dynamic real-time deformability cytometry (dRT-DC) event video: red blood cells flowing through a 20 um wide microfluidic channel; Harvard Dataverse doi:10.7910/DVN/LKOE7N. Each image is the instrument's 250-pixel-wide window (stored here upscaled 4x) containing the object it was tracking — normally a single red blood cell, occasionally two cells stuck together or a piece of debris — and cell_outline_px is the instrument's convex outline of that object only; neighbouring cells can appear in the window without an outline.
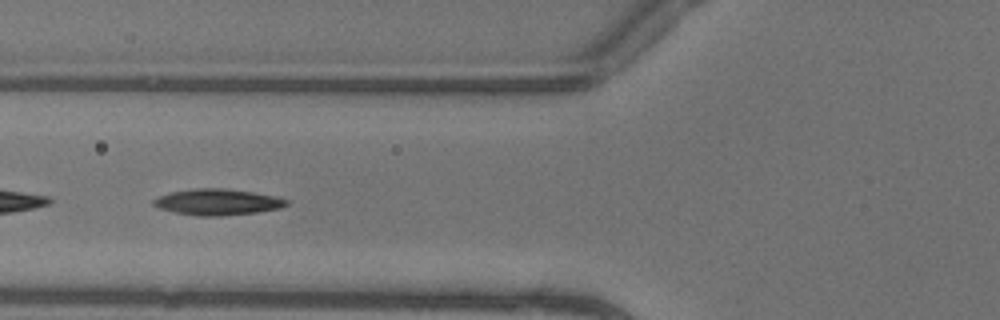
{"species": "common noctule bat (a hibernating species)", "species_latin": "Nyctalus noctula", "temperature_condition": "warm", "stored_images_in_passage": 39, "camera_frame_rate_fps": 3000, "um_per_image_px": 0.085, "animal": {"sex": "female"}, "frame": {"image": 1, "passage_image": 13, "time_ms": 4.0, "image_size_px": [1000, 320], "cell_outline_px": [[288, 204], [280, 208], [256, 212], [220, 216], [196, 216], [172, 212], [160, 208], [152, 204], [152, 200], [160, 196], [172, 192], [196, 188], [224, 188], [252, 192], [272, 196], [288, 200]], "centroid_in_image_um": [18.45, 17.18], "position_along_channel_um": 107.3, "area_um2": 20.06}}
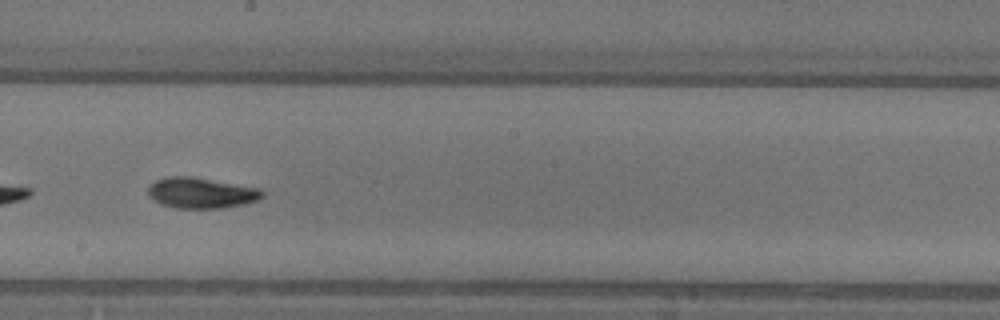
{"frame": {"image": 2, "passage_image": 22, "time_ms": 7.0, "image_size_px": [1000, 320], "cell_outline_px": [[264, 196], [256, 200], [244, 204], [220, 208], [176, 208], [160, 204], [148, 196], [148, 188], [156, 180], [168, 176], [192, 176], [260, 188], [264, 192]], "centroid_in_image_um": [17.09, 16.39], "position_along_channel_um": 231.1, "area_um2": 20.46}}
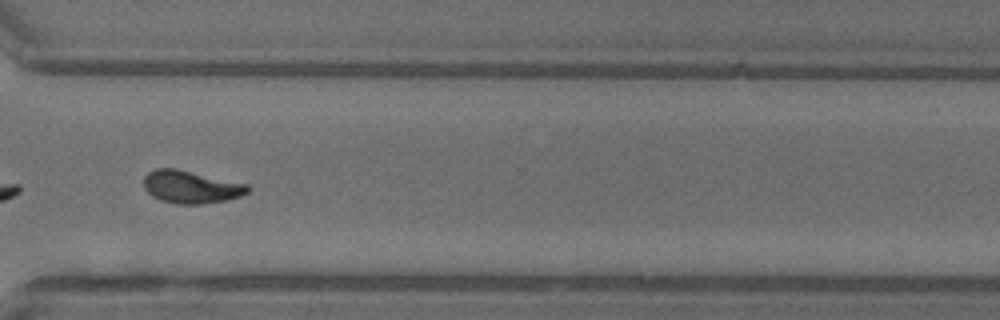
{"frame": {"image": 3, "passage_image": 31, "time_ms": 10.0, "image_size_px": [1000, 320], "cell_outline_px": [[252, 188], [248, 192], [240, 196], [224, 200], [204, 204], [176, 204], [160, 200], [152, 196], [144, 188], [144, 176], [148, 172], [156, 168], [176, 168], [248, 184]], "centroid_in_image_um": [16.23, 15.89], "position_along_channel_um": 354.4, "area_um2": 19.88}, "authors_computed_cell_mechanics": {"area_um2": 19.8254, "velocity_mm_per_s": 4.121, "shape_relaxation_time_tau1_ms": 5.3444, "shape_relaxation_time_tau2_ms": 2.9234, "deformation_change_tau1": 0.2089, "deformation_change_tau2": 0.0922}}